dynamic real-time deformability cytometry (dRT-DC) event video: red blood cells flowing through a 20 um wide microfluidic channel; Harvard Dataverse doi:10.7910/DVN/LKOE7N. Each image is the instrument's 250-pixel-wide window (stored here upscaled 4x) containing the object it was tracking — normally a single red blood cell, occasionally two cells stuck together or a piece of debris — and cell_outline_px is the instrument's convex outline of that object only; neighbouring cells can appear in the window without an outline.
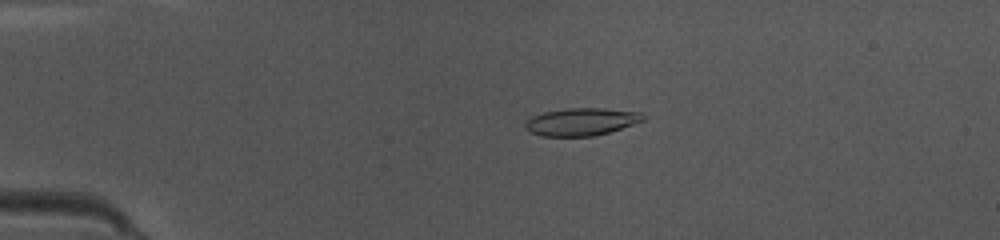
{"species": "common noctule bat (a hibernating species)", "species_latin": "Nyctalus noctula", "temperature_condition": "warm", "stored_images_in_passage": 48, "camera_frame_rate_fps": 3000, "um_per_image_px": 0.085, "animal": {"sex": "female", "body_mass_g": 10.0, "forearm_length_mm": 53.1}, "frame": {"image": 1, "passage_image": 11, "time_ms": 3.333, "image_size_px": [1000, 240], "cell_outline_px": [[644, 120], [596, 136], [540, 136], [528, 132], [524, 128], [524, 124], [532, 116], [544, 112], [564, 108], [604, 108], [640, 112], [644, 116]], "centroid_in_image_um": [49.36, 10.35], "position_along_channel_um": 35.6, "area_um2": 18.96}}
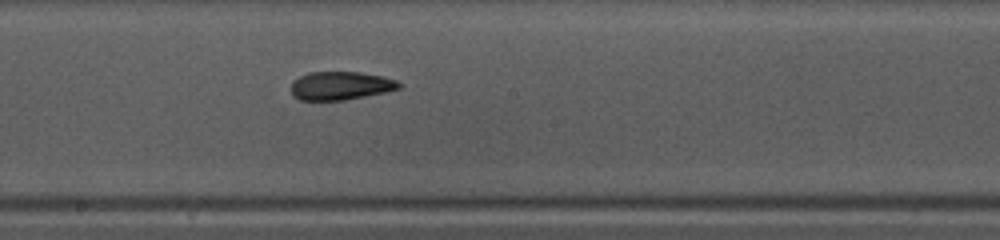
{"frame": {"image": 2, "passage_image": 27, "time_ms": 8.667, "image_size_px": [1000, 240], "cell_outline_px": [[400, 88], [384, 92], [344, 100], [300, 100], [292, 96], [292, 80], [308, 72], [360, 72], [384, 76], [396, 80], [400, 84]], "centroid_in_image_um": [28.92, 7.28], "position_along_channel_um": 219.3, "area_um2": 17.8}}
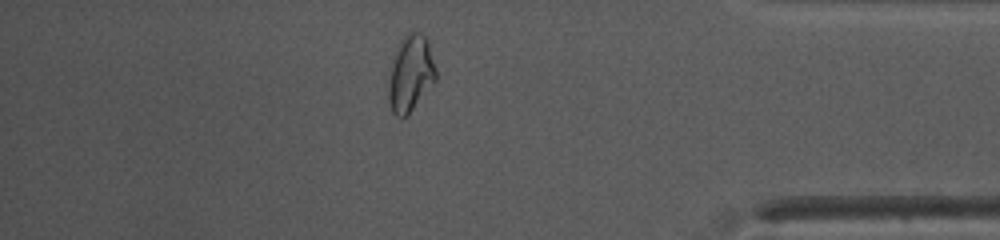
{"frame": {"image": 3, "passage_image": 42, "time_ms": 13.667, "image_size_px": [1000, 240], "cell_outline_px": [[436, 80], [408, 116], [400, 120], [392, 112], [388, 100], [388, 80], [392, 56], [404, 32], [420, 32], [428, 36], [436, 68]], "centroid_in_image_um": [34.89, 6.23], "position_along_channel_um": 400.3, "area_um2": 21.96}, "authors_computed_cell_mechanics": {"area_um2": 18.5538, "velocity_mm_per_s": 4.16, "shape_relaxation_time_tau1_ms": 9.3247, "shape_relaxation_time_tau2_ms": 2.0913, "deformation_change_tau1": 0.236, "deformation_change_tau2": 0.0883}}